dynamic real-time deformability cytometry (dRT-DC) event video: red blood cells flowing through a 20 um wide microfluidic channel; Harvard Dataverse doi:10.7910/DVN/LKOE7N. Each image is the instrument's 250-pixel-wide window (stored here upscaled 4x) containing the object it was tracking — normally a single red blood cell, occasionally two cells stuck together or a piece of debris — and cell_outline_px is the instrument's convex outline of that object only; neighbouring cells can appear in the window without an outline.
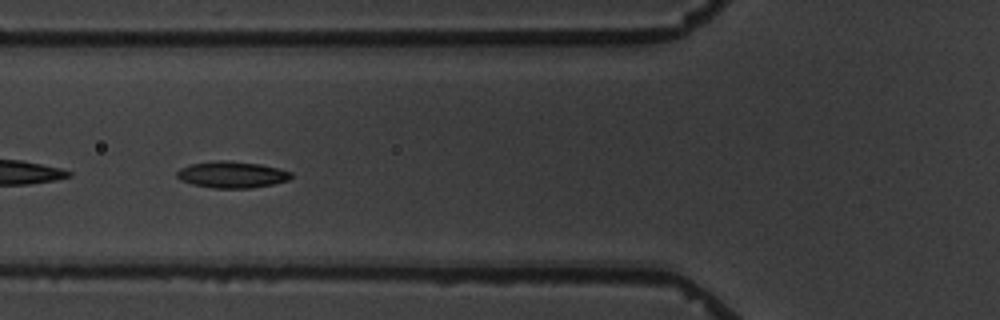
{"species": "common noctule bat (a hibernating species)", "species_latin": "Nyctalus noctula", "temperature_condition": "warm", "stored_images_in_passage": 5, "camera_frame_rate_fps": 3000, "um_per_image_px": 0.085, "animal": {"sex": "male", "body_mass_g": 19.5, "forearm_length_mm": 54.6}, "frame": {"image": 1, "passage_image": 4, "time_ms": 4.667, "image_size_px": [1000, 320], "cell_outline_px": [[292, 176], [288, 180], [272, 184], [248, 188], [212, 188], [192, 184], [180, 180], [176, 176], [176, 172], [180, 168], [188, 164], [212, 160], [228, 160], [260, 164], [292, 172]], "centroid_in_image_um": [19.65, 14.83], "position_along_channel_um": 106.2, "area_um2": 17.74}}